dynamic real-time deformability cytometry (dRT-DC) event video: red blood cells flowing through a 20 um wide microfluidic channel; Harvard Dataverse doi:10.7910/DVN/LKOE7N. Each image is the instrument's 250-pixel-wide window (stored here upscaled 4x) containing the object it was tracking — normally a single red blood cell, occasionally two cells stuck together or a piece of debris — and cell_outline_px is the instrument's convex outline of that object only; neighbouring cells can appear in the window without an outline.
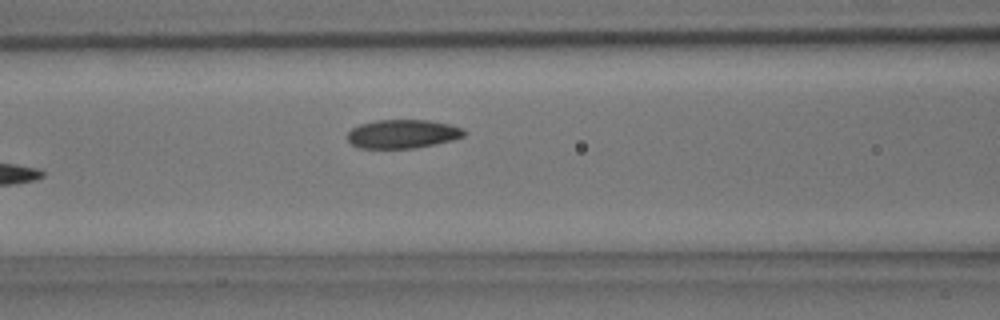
{"species": "common noctule bat (a hibernating species)", "species_latin": "Nyctalus noctula", "temperature_condition": "room temperature", "stored_images_in_passage": 5, "camera_frame_rate_fps": 3000, "um_per_image_px": 0.085, "animal": {"sex": "male", "body_mass_g": 15.6}, "frame": {"image": 1, "passage_image": 5, "time_ms": 5.667, "image_size_px": [1000, 320], "cell_outline_px": [[468, 132], [464, 136], [452, 140], [436, 144], [416, 148], [360, 148], [352, 144], [348, 140], [348, 132], [352, 128], [360, 124], [376, 120], [428, 120], [448, 124], [464, 128]], "centroid_in_image_um": [34.25, 11.38], "position_along_channel_um": 132.3, "area_um2": 19.59}}